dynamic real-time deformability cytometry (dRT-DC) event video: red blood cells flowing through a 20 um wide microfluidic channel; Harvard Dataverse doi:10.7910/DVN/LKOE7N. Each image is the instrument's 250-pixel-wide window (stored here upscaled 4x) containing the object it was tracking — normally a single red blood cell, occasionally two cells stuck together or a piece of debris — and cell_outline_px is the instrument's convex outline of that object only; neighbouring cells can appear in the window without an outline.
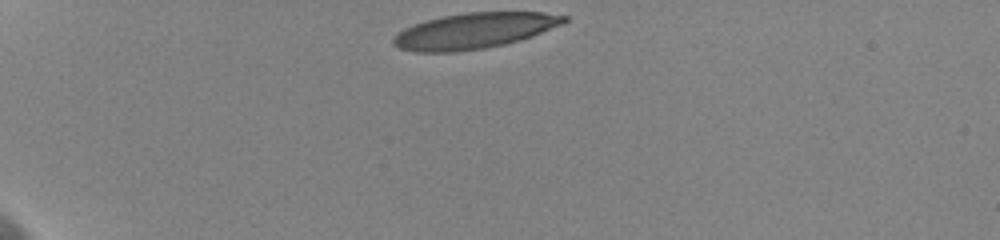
{"species": "human", "species_latin": "Homo sapiens", "temperature_condition": "cold", "stored_images_in_passage": 7, "camera_frame_rate_fps": 3000, "um_per_image_px": 0.085, "donor": {"sex": "female"}, "frame": {"image": 1, "passage_image": 1, "time_ms": 0.0, "image_size_px": [1000, 240], "cell_outline_px": [[568, 20], [560, 24], [532, 36], [520, 40], [504, 44], [484, 48], [456, 52], [416, 52], [400, 48], [392, 44], [392, 40], [404, 28], [412, 24], [424, 20], [464, 12], [544, 12], [568, 16]], "centroid_in_image_um": [40.29, 2.61], "position_along_channel_um": 44.7, "area_um2": 35.37}}